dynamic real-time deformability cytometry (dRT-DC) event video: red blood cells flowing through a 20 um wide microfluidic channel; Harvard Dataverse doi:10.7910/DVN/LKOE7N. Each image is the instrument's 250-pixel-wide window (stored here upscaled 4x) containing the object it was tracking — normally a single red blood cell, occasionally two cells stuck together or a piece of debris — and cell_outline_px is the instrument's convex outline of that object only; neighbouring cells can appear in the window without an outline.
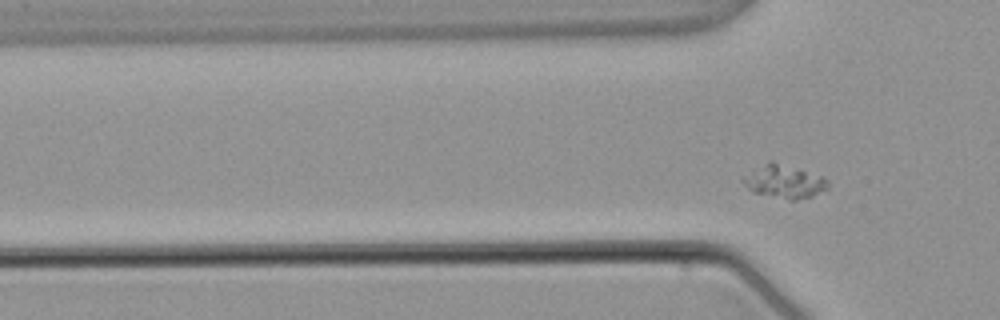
{"species": "common noctule bat (a hibernating species)", "species_latin": "Nyctalus noctula", "temperature_condition": "warm", "stored_images_in_passage": 6, "camera_frame_rate_fps": 3000, "um_per_image_px": 0.085, "animal": {"sex": "male", "body_mass_g": 21.5, "forearm_length_mm": 52.0}, "frame": {"image": 1, "passage_image": 6, "time_ms": 6.0, "image_size_px": [1000, 320], "cell_outline_px": [[828, 188], [812, 196], [796, 200], [788, 200], [752, 192], [740, 180], [740, 176], [768, 160], [772, 160], [824, 176], [828, 180]], "centroid_in_image_um": [66.61, 15.41], "position_along_channel_um": 59.2, "area_um2": 16.88}}